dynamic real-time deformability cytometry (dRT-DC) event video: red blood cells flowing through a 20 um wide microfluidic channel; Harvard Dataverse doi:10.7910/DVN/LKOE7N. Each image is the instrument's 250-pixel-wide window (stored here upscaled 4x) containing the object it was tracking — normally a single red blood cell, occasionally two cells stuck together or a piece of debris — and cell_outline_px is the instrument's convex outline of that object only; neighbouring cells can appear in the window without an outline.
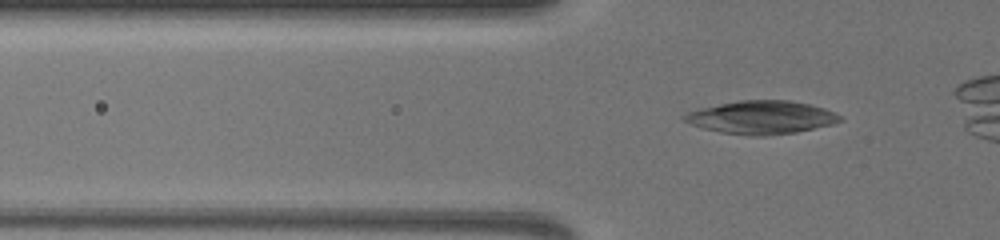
{"species": "common noctule bat (a hibernating species)", "species_latin": "Nyctalus noctula", "temperature_condition": "warm", "stored_images_in_passage": 43, "camera_frame_rate_fps": 3000, "um_per_image_px": 0.085, "animal": {"sex": "female", "body_mass_g": 19.5, "forearm_length_mm": 54.1}, "frame": {"image": 1, "passage_image": 8, "time_ms": 2.333, "image_size_px": [1000, 240], "cell_outline_px": [[844, 120], [832, 124], [796, 132], [764, 136], [752, 136], [720, 132], [704, 128], [692, 124], [684, 120], [680, 116], [688, 112], [700, 108], [740, 100], [788, 100], [812, 104], [824, 108], [840, 116]], "centroid_in_image_um": [64.73, 9.97], "position_along_channel_um": 61.1, "area_um2": 29.94}}
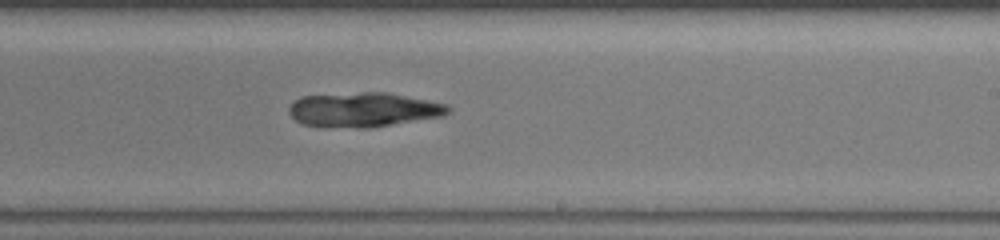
{"frame": {"image": 2, "passage_image": 27, "time_ms": 8.667, "image_size_px": [1000, 240], "cell_outline_px": [[452, 108], [444, 116], [372, 128], [320, 128], [300, 124], [288, 112], [288, 108], [292, 100], [300, 96], [364, 92], [388, 92], [448, 104]], "centroid_in_image_um": [30.86, 9.34], "position_along_channel_um": 258.1, "area_um2": 32.83}}
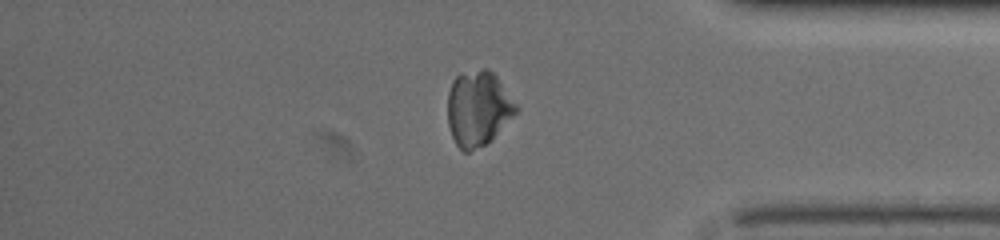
{"frame": {"image": 3, "passage_image": 41, "time_ms": 13.333, "image_size_px": [1000, 240], "cell_outline_px": [[520, 108], [492, 140], [468, 152], [464, 152], [456, 144], [452, 136], [448, 124], [448, 92], [452, 80], [456, 76], [484, 68], [488, 68], [496, 76]], "centroid_in_image_um": [40.65, 9.22], "position_along_channel_um": 394.6, "area_um2": 29.77}}